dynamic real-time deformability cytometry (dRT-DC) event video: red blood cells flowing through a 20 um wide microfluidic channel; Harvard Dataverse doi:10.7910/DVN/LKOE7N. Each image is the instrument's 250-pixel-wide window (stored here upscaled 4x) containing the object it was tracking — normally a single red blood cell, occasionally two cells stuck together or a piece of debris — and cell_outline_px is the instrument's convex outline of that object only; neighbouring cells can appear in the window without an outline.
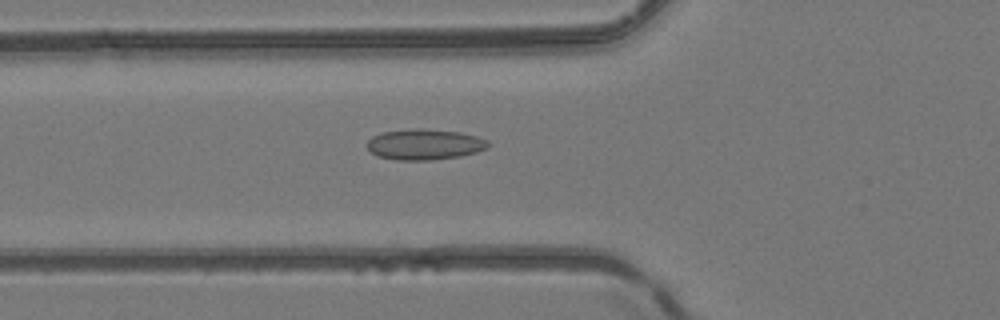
{"species": "common noctule bat (a hibernating species)", "species_latin": "Nyctalus noctula", "temperature_condition": "room temperature", "stored_images_in_passage": 50, "camera_frame_rate_fps": 3000, "um_per_image_px": 0.085, "animal": {"sex": "female", "body_mass_g": 24.6, "forearm_length_mm": 56.2}, "frame": {"image": 1, "passage_image": 19, "time_ms": 6.0, "image_size_px": [1000, 320], "cell_outline_px": [[492, 144], [488, 148], [476, 152], [460, 156], [432, 160], [396, 160], [380, 156], [372, 152], [368, 148], [368, 140], [372, 136], [380, 132], [412, 128], [420, 128], [460, 132], [476, 136], [488, 140]], "centroid_in_image_um": [36.12, 12.26], "position_along_channel_um": 89.7, "area_um2": 21.79}}
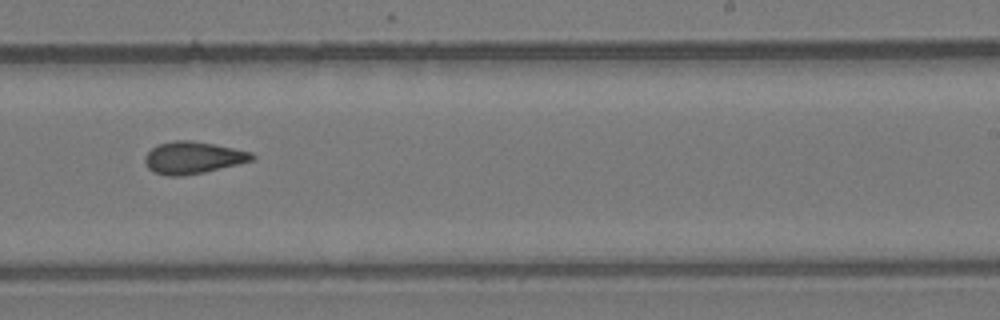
{"frame": {"image": 2, "passage_image": 32, "time_ms": 10.333, "image_size_px": [1000, 320], "cell_outline_px": [[256, 156], [252, 160], [204, 172], [180, 176], [168, 176], [152, 172], [148, 168], [144, 160], [144, 156], [156, 144], [172, 140], [192, 140], [252, 152]], "centroid_in_image_um": [16.34, 13.39], "position_along_channel_um": 272.7, "area_um2": 19.94}}
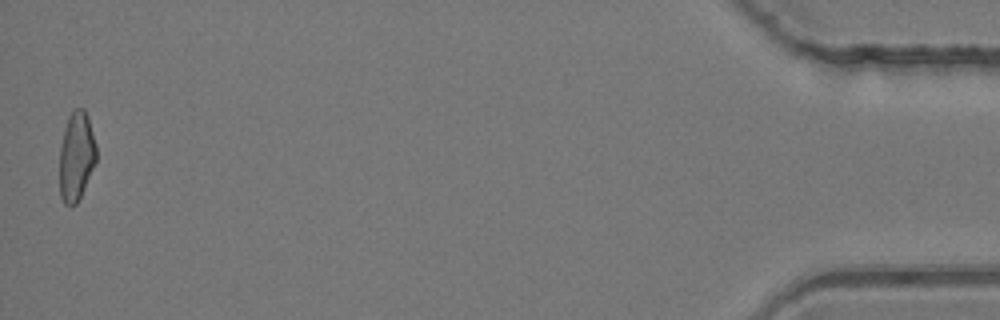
{"frame": {"image": 3, "passage_image": 50, "time_ms": 16.333, "image_size_px": [1000, 320], "cell_outline_px": [[96, 160], [80, 196], [76, 204], [64, 204], [60, 196], [60, 144], [64, 128], [68, 116], [76, 108], [84, 108], [88, 116], [96, 144]], "centroid_in_image_um": [6.48, 13.24], "position_along_channel_um": 428.7, "area_um2": 18.9}, "authors_computed_cell_mechanics": {"area_um2": 19.8832, "velocity_mm_per_s": 4.2085, "shape_relaxation_time_tau1_ms": null, "shape_relaxation_time_tau2_ms": 2.1741, "deformation_change_tau1": null, "deformation_change_tau2": 0.1013}}